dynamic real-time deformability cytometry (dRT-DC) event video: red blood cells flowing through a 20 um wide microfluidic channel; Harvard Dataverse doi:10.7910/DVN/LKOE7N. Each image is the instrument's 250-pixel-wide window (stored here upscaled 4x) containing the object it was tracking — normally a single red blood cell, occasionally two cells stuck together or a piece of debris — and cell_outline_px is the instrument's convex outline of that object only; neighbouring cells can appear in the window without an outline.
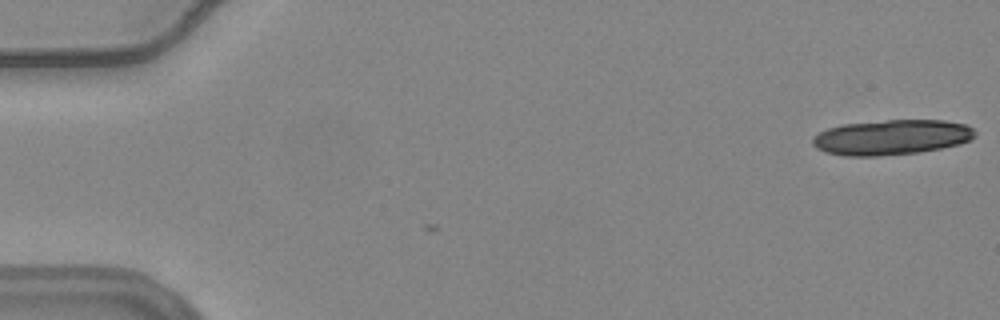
{"species": "common noctule bat (a hibernating species)", "species_latin": "Nyctalus noctula", "temperature_condition": "warm", "stored_images_in_passage": 4, "camera_frame_rate_fps": 3000, "um_per_image_px": 0.085, "animal": {"sex": "female", "body_mass_g": 24.6, "forearm_length_mm": 56.2}, "frame": {"image": 1, "passage_image": 4, "time_ms": 1.0, "image_size_px": [1000, 320], "cell_outline_px": [[976, 136], [960, 144], [940, 148], [916, 152], [880, 156], [844, 156], [824, 152], [816, 148], [812, 144], [812, 140], [820, 132], [828, 128], [844, 124], [888, 120], [944, 120], [968, 124], [976, 132]], "centroid_in_image_um": [75.79, 11.67], "position_along_channel_um": 9.2, "area_um2": 33.23}}